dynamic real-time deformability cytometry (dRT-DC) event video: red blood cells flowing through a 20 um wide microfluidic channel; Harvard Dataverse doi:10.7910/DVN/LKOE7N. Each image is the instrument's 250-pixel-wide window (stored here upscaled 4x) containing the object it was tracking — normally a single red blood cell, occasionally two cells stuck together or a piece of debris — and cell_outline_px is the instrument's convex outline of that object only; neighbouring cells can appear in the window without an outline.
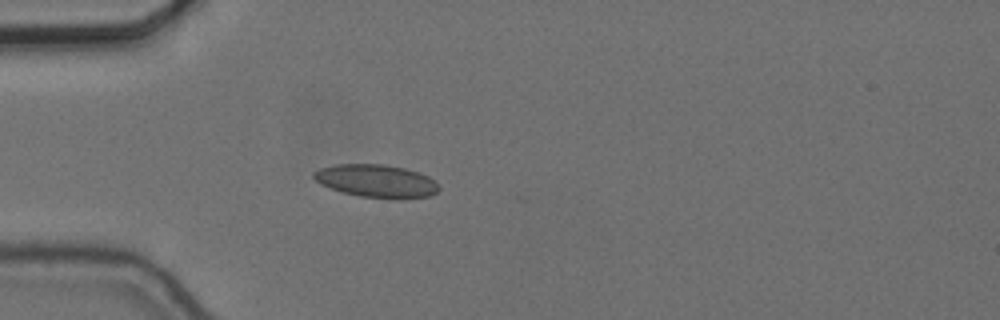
{"species": "common noctule bat (a hibernating species)", "species_latin": "Nyctalus noctula", "temperature_condition": "cold", "stored_images_in_passage": 19, "camera_frame_rate_fps": 3000, "um_per_image_px": 0.085, "animal": {"sex": "female", "body_mass_g": 24.6, "forearm_length_mm": 56.2}, "frame": {"image": 1, "passage_image": 8, "time_ms": 2.333, "image_size_px": [1000, 320], "cell_outline_px": [[440, 188], [436, 192], [428, 196], [400, 200], [360, 196], [344, 192], [320, 184], [312, 176], [312, 172], [320, 168], [336, 164], [384, 164], [404, 168], [428, 176]], "centroid_in_image_um": [31.98, 15.39], "position_along_channel_um": 53.0, "area_um2": 23.93}}
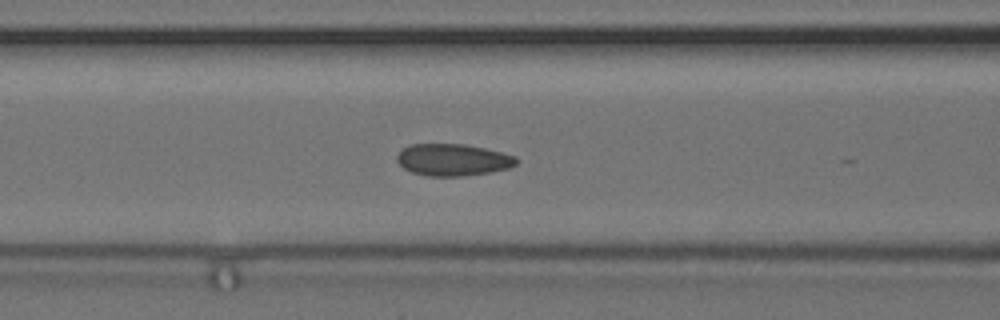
{"frame": {"image": 2, "passage_image": 15, "time_ms": 4.667, "image_size_px": [1000, 320], "cell_outline_px": [[520, 160], [516, 164], [508, 168], [488, 172], [464, 176], [428, 176], [412, 172], [404, 168], [396, 160], [396, 156], [408, 144], [464, 144], [484, 148], [516, 156]], "centroid_in_image_um": [38.49, 13.58], "position_along_channel_um": 128.1, "area_um2": 22.14}}
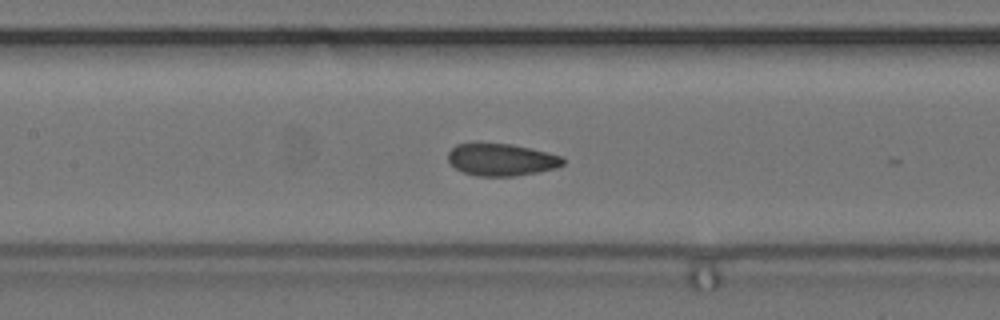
{"frame": {"image": 3, "passage_image": 18, "time_ms": 5.667, "image_size_px": [1000, 320], "cell_outline_px": [[564, 164], [556, 168], [536, 172], [512, 176], [476, 176], [464, 172], [456, 168], [448, 160], [448, 152], [456, 144], [512, 144], [532, 148], [564, 156]], "centroid_in_image_um": [42.65, 13.57], "position_along_channel_um": 164.7, "area_um2": 21.44}}